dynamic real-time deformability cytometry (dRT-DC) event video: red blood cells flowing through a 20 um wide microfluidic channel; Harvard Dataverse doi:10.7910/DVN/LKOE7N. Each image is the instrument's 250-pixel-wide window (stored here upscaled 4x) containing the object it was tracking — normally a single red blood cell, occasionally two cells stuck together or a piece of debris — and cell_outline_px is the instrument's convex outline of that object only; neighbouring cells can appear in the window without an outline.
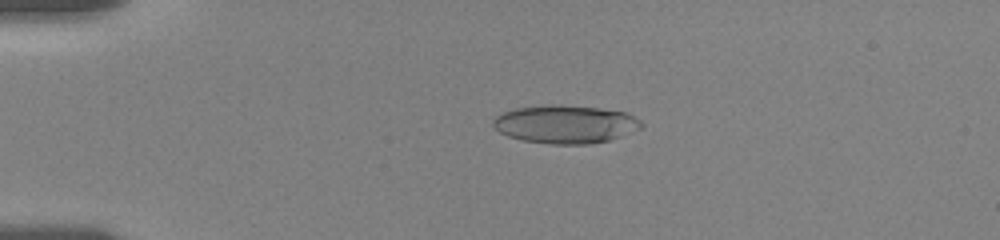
{"species": "human", "species_latin": "Homo sapiens", "temperature_condition": "room temperature", "stored_images_in_passage": 47, "camera_frame_rate_fps": 3000, "um_per_image_px": 0.085, "donor": {"sex": "female"}, "frame": {"image": 1, "passage_image": 9, "time_ms": 4.0, "image_size_px": [1000, 240], "cell_outline_px": [[644, 128], [608, 140], [588, 144], [552, 144], [524, 140], [508, 136], [500, 132], [492, 124], [492, 120], [496, 116], [504, 112], [516, 108], [548, 104], [560, 104], [600, 108], [624, 112], [640, 120], [644, 124]], "centroid_in_image_um": [48.07, 10.55], "position_along_channel_um": 36.9, "area_um2": 32.95}}
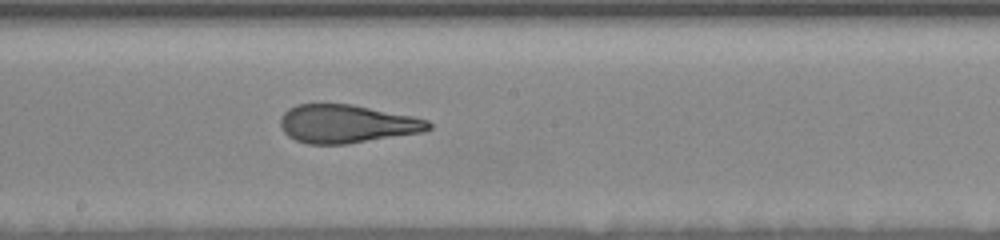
{"frame": {"image": 2, "passage_image": 21, "time_ms": 10.333, "image_size_px": [1000, 240], "cell_outline_px": [[432, 128], [424, 132], [348, 144], [308, 144], [296, 140], [288, 136], [284, 132], [280, 124], [280, 120], [284, 112], [288, 108], [296, 104], [352, 104], [412, 116], [428, 120], [432, 124]], "centroid_in_image_um": [29.48, 10.53], "position_along_channel_um": 218.7, "area_um2": 33.18}}
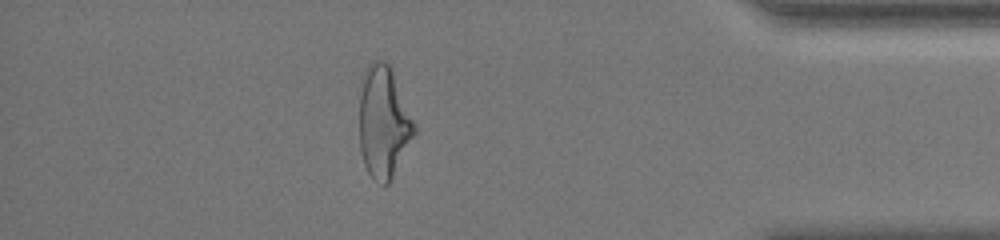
{"frame": {"image": 3, "passage_image": 41, "time_ms": 16.333, "image_size_px": [1000, 240], "cell_outline_px": [[416, 132], [388, 184], [384, 184], [372, 176], [368, 172], [364, 164], [360, 148], [360, 80], [368, 64], [372, 60], [384, 60], [392, 68], [416, 124]], "centroid_in_image_um": [32.6, 10.3], "position_along_channel_um": 402.6, "area_um2": 35.78}, "authors_computed_cell_mechanics": {"area_um2": 34.0442, "velocity_mm_per_s": 3.5907, "shape_relaxation_time_tau1_ms": 8.0012, "shape_relaxation_time_tau2_ms": 1.2315, "deformation_change_tau1": 0.2375, "deformation_change_tau2": 0.1018}}